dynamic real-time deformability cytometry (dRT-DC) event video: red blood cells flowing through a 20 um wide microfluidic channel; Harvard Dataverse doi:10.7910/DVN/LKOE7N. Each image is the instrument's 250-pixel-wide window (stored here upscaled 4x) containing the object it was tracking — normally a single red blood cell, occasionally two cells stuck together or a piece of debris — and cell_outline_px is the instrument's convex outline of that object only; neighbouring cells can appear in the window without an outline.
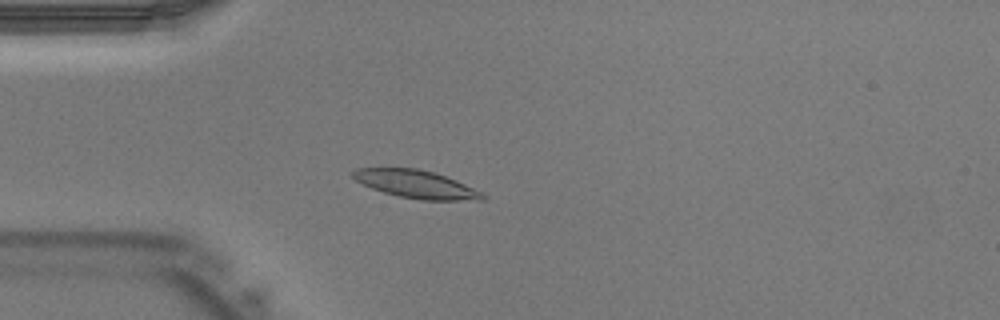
{"species": "Egyptian fruit bat (a non-hibernating species)", "species_latin": "Rousettus aegyptiacus", "temperature_condition": "warm", "stored_images_in_passage": 41, "camera_frame_rate_fps": 3000, "um_per_image_px": 0.085, "animal": {"sex": "male"}, "frame": {"image": 1, "passage_image": 11, "time_ms": 3.333, "image_size_px": [1000, 320], "cell_outline_px": [[488, 196], [484, 200], [420, 200], [400, 196], [384, 192], [372, 188], [356, 180], [352, 176], [352, 172], [356, 168], [416, 168], [432, 172], [456, 180], [484, 192]], "centroid_in_image_um": [35.43, 15.66], "position_along_channel_um": 49.6, "area_um2": 20.98}}
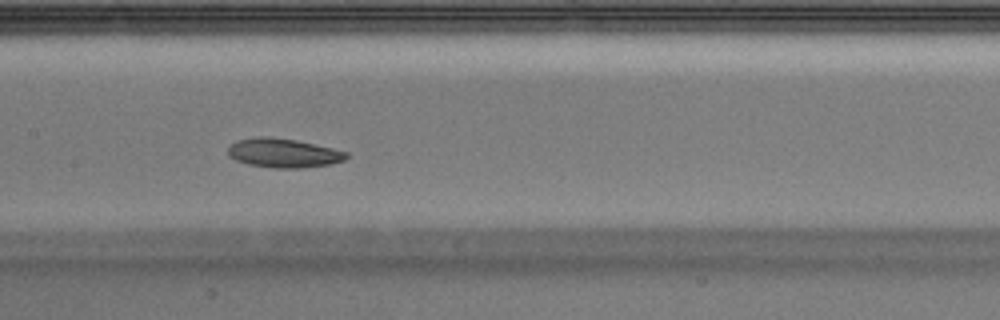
{"frame": {"image": 2, "passage_image": 20, "time_ms": 6.333, "image_size_px": [1000, 320], "cell_outline_px": [[348, 156], [344, 160], [332, 164], [304, 168], [272, 168], [248, 164], [236, 160], [228, 156], [228, 148], [236, 140], [256, 136], [268, 136], [296, 140], [332, 148], [348, 152]], "centroid_in_image_um": [24.08, 13.01], "position_along_channel_um": 183.3, "area_um2": 20.23}}
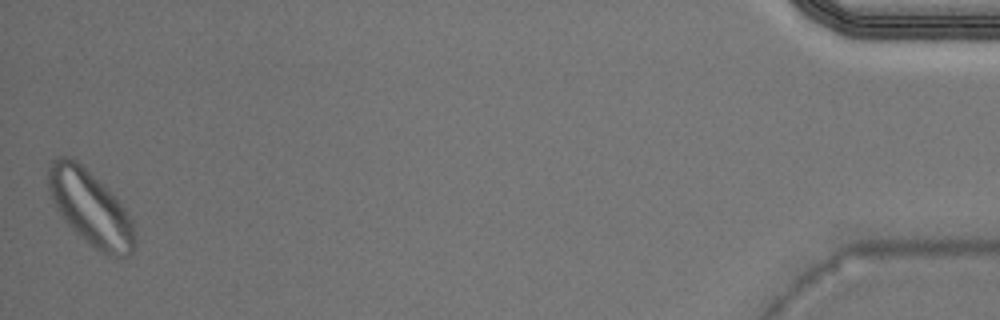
{"frame": {"image": 3, "passage_image": 41, "time_ms": 13.333, "image_size_px": [1000, 320], "cell_outline_px": [[136, 248], [128, 256], [112, 256], [100, 252], [84, 240], [64, 220], [56, 208], [48, 188], [48, 168], [52, 160], [60, 156], [68, 156], [76, 160], [120, 204], [132, 220], [136, 240]], "centroid_in_image_um": [7.67, 17.71], "position_along_channel_um": 427.5, "area_um2": 36.76}}